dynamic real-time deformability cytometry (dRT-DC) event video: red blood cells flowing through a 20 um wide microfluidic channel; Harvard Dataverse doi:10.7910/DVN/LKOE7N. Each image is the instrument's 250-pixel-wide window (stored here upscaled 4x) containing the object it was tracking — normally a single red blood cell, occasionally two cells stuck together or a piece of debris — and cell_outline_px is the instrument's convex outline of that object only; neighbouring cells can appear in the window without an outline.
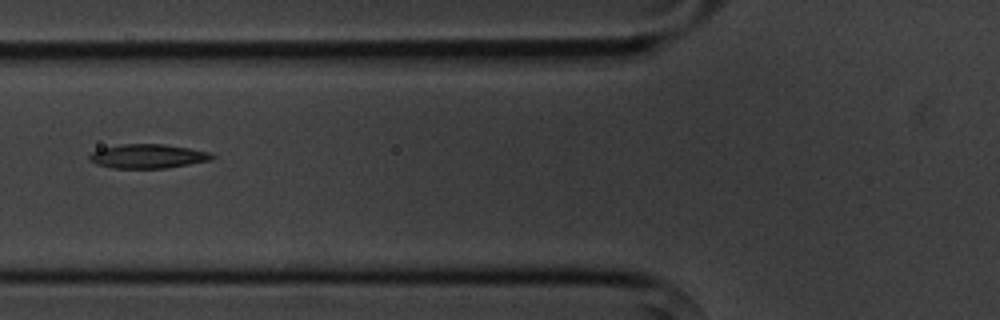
{"species": "common noctule bat (a hibernating species)", "species_latin": "Nyctalus noctula", "temperature_condition": "cold", "stored_images_in_passage": 5, "camera_frame_rate_fps": 3000, "um_per_image_px": 0.085, "animal": {"sex": "male", "body_mass_g": 20.1, "forearm_length_mm": 53.5}, "frame": {"image": 1, "passage_image": 5, "time_ms": 5.667, "image_size_px": [1000, 320], "cell_outline_px": [[216, 156], [212, 160], [164, 168], [112, 168], [96, 164], [88, 160], [88, 156], [92, 152], [104, 148], [120, 144], [164, 144], [212, 152]], "centroid_in_image_um": [12.58, 13.28], "position_along_channel_um": 113.2, "area_um2": 17.22}}